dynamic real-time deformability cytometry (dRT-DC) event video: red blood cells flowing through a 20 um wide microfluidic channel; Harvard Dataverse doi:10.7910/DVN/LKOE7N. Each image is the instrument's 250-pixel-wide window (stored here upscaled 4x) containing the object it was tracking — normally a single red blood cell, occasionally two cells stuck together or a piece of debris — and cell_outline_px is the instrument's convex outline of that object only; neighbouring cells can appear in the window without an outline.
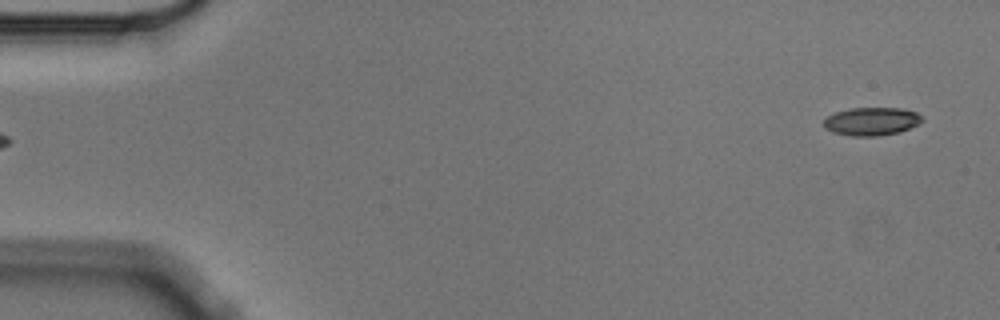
{"species": "Egyptian fruit bat (a non-hibernating species)", "species_latin": "Rousettus aegyptiacus", "temperature_condition": "cold", "stored_images_in_passage": 2, "segment_of_instrument_passage": [2, 2], "camera_frame_rate_fps": 3000, "um_per_image_px": 0.085, "animal": {"sex": "male"}, "frame": {"image": 1, "passage_image": 2, "time_ms": 0.333, "image_size_px": [1000, 320], "cell_outline_px": [[924, 120], [920, 124], [900, 132], [876, 136], [852, 136], [832, 132], [824, 128], [824, 120], [828, 116], [836, 112], [852, 108], [904, 108], [916, 112], [924, 116]], "centroid_in_image_um": [74.14, 10.31], "position_along_channel_um": 10.9, "area_um2": 16.3}}